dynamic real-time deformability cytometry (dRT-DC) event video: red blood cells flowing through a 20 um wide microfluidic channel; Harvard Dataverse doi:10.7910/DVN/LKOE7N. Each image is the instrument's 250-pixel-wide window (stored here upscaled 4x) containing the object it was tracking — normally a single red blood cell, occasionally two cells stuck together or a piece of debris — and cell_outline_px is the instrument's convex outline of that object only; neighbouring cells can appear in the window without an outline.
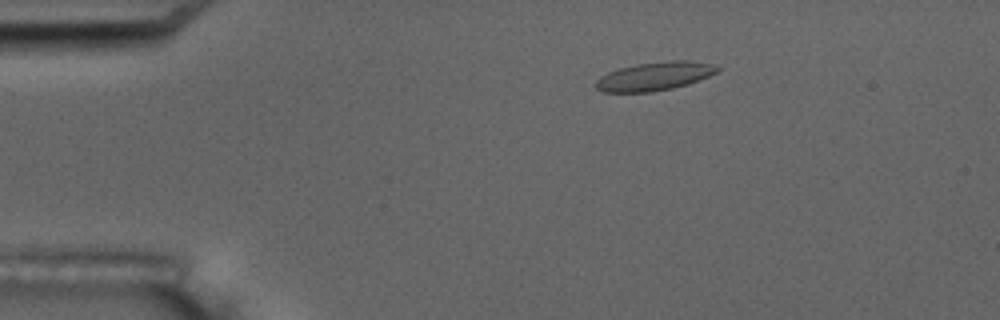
{"species": "common noctule bat (a hibernating species)", "species_latin": "Nyctalus noctula", "temperature_condition": "room temperature", "stored_images_in_passage": 5, "camera_frame_rate_fps": 3000, "um_per_image_px": 0.085, "animal": {"sex": "male", "body_mass_g": 17.5, "forearm_length_mm": 52.3}, "frame": {"image": 1, "passage_image": 3, "time_ms": 2.333, "image_size_px": [1000, 320], "cell_outline_px": [[720, 68], [716, 72], [708, 76], [688, 84], [672, 88], [652, 92], [604, 92], [596, 88], [596, 80], [600, 76], [608, 72], [620, 68], [636, 64], [672, 60], [688, 60], [712, 64]], "centroid_in_image_um": [55.62, 6.48], "position_along_channel_um": 29.4, "area_um2": 20.06}}